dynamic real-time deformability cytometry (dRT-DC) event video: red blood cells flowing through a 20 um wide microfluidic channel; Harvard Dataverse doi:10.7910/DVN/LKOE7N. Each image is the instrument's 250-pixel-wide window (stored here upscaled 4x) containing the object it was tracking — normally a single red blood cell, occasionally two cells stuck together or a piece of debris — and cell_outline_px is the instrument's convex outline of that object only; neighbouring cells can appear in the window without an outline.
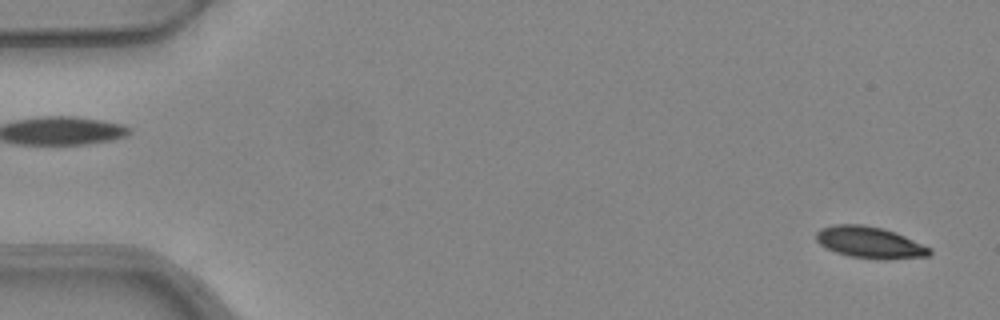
{"species": "common noctule bat (a hibernating species)", "species_latin": "Nyctalus noctula", "temperature_condition": "warm", "stored_images_in_passage": 52, "camera_frame_rate_fps": 3000, "um_per_image_px": 0.085, "animal": {"sex": "female", "body_mass_g": 24.6, "forearm_length_mm": 56.2}, "frame": {"image": 1, "passage_image": 2, "time_ms": 0.333, "image_size_px": [1000, 320], "cell_outline_px": [[932, 252], [928, 256], [888, 260], [880, 260], [852, 256], [836, 252], [820, 244], [816, 240], [816, 232], [820, 228], [832, 224], [864, 224], [896, 232], [932, 248]], "centroid_in_image_um": [73.95, 20.6], "position_along_channel_um": 11.0, "area_um2": 20.98}}
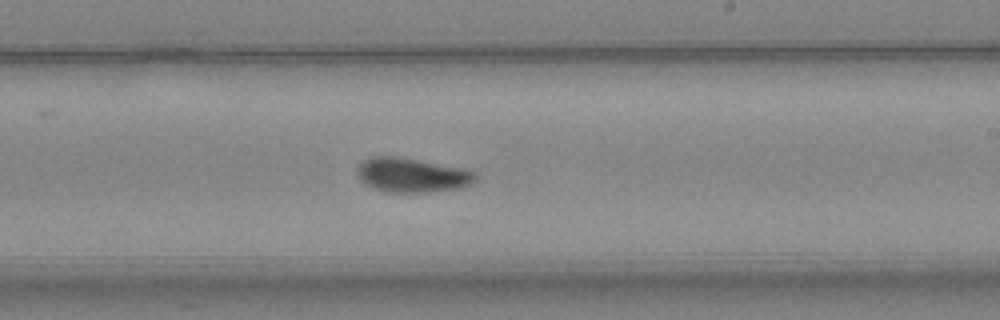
{"frame": {"image": 2, "passage_image": 31, "time_ms": 10.0, "image_size_px": [1000, 320], "cell_outline_px": [[476, 180], [472, 184], [460, 188], [428, 192], [388, 192], [372, 188], [364, 184], [360, 180], [356, 172], [360, 164], [364, 160], [372, 156], [396, 156], [420, 160], [464, 168], [476, 172]], "centroid_in_image_um": [35.02, 14.88], "position_along_channel_um": 254.0, "area_um2": 23.87}}
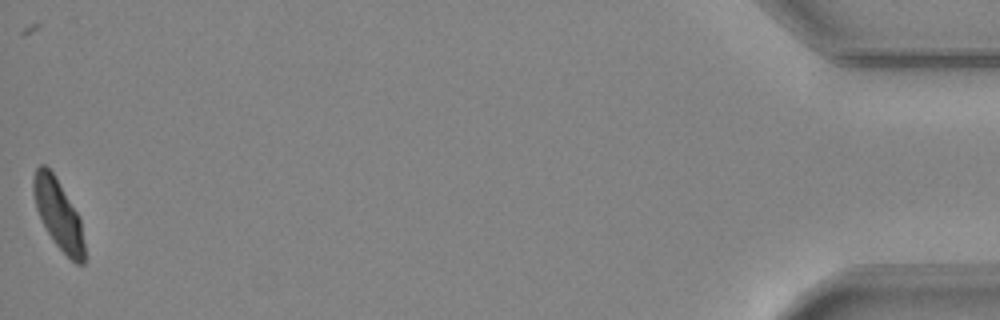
{"frame": {"image": 3, "passage_image": 52, "time_ms": 17.0, "image_size_px": [1000, 320], "cell_outline_px": [[84, 264], [76, 264], [56, 244], [48, 232], [36, 208], [32, 192], [32, 180], [36, 168], [40, 164], [44, 164], [56, 176], [80, 216], [84, 244]], "centroid_in_image_um": [4.96, 18.16], "position_along_channel_um": 430.2, "area_um2": 20.63}, "authors_computed_cell_mechanics": {"area_um2": 22.4553, "velocity_mm_per_s": 3.9456, "shape_relaxation_time_tau1_ms": 4.1263, "shape_relaxation_time_tau2_ms": null, "deformation_change_tau1": 0.1342, "deformation_change_tau2": null}}